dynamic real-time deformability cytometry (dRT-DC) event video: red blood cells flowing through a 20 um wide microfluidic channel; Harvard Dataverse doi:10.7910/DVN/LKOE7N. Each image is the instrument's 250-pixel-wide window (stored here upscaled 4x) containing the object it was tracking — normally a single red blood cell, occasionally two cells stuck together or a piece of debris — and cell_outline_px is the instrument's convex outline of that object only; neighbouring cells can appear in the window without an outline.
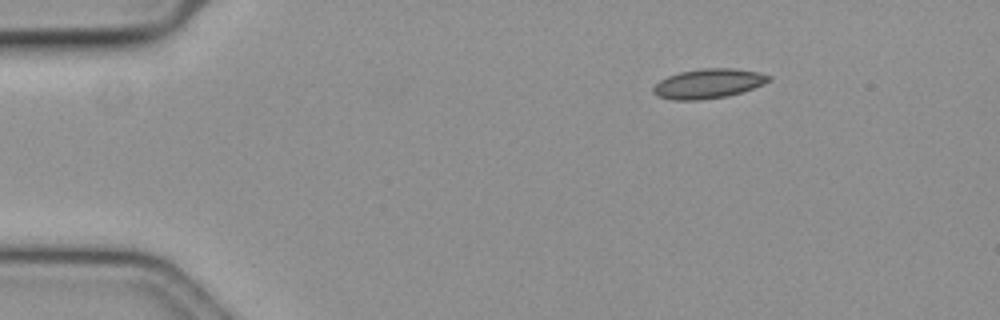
{"species": "common noctule bat (a hibernating species)", "species_latin": "Nyctalus noctula", "temperature_condition": "cold", "stored_images_in_passage": 41, "camera_frame_rate_fps": 3000, "um_per_image_px": 0.085, "animal": {"sex": "female", "body_mass_g": 19.3, "forearm_length_mm": 54.1}, "frame": {"image": 1, "passage_image": 1, "time_ms": 0.0, "image_size_px": [1000, 320], "cell_outline_px": [[772, 80], [764, 84], [728, 96], [700, 100], [672, 100], [656, 96], [652, 92], [652, 88], [660, 80], [668, 76], [680, 72], [700, 68], [736, 68], [760, 72], [772, 76]], "centroid_in_image_um": [60.22, 7.1], "position_along_channel_um": 24.8, "area_um2": 20.11}}
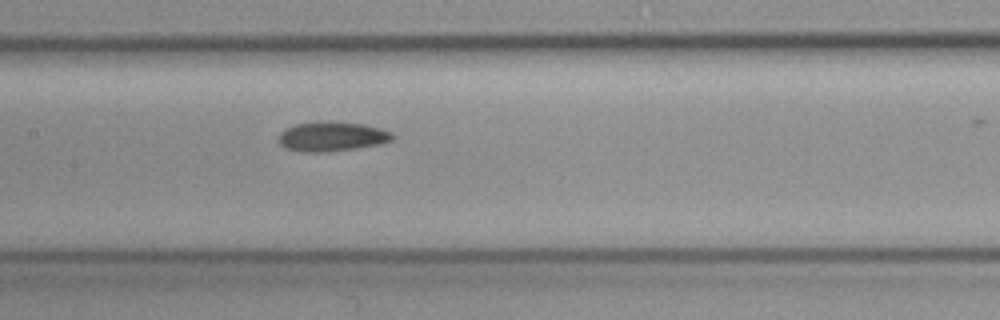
{"frame": {"image": 2, "passage_image": 20, "time_ms": 6.333, "image_size_px": [1000, 320], "cell_outline_px": [[396, 136], [392, 140], [380, 144], [356, 148], [328, 152], [304, 152], [284, 148], [276, 140], [280, 132], [296, 124], [328, 120], [364, 124], [380, 128], [392, 132]], "centroid_in_image_um": [28.21, 11.6], "position_along_channel_um": 179.2, "area_um2": 19.94}}
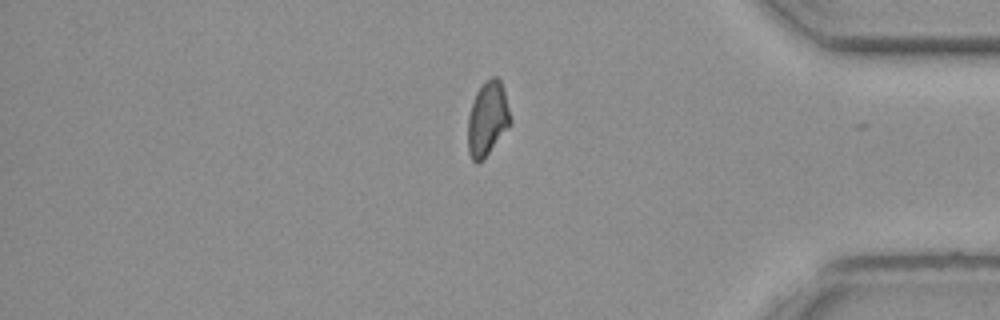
{"frame": {"image": 3, "passage_image": 40, "time_ms": 13.0, "image_size_px": [1000, 320], "cell_outline_px": [[512, 124], [488, 152], [476, 164], [472, 160], [468, 152], [468, 116], [476, 92], [484, 80], [492, 76], [496, 76], [500, 80], [504, 88], [512, 120]], "centroid_in_image_um": [41.45, 10.04], "position_along_channel_um": 393.7, "area_um2": 18.44}}